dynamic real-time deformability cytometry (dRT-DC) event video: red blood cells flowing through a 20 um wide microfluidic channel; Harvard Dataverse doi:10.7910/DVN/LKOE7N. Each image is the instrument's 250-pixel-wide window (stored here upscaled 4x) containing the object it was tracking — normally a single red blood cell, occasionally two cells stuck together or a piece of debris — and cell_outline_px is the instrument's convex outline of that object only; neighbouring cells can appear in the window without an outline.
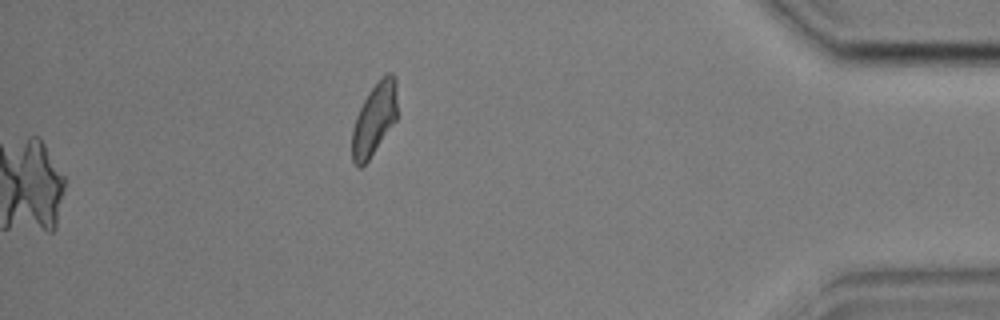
{"species": "common noctule bat (a hibernating species)", "species_latin": "Nyctalus noctula", "temperature_condition": "cold", "stored_images_in_passage": 55, "segment_of_instrument_passage": [2, 2], "camera_frame_rate_fps": 3000, "um_per_image_px": 0.085, "animal": {"sex": "male", "body_mass_g": 17.9, "forearm_length_mm": 54.2}, "frame": {"image": 1, "passage_image": 55, "time_ms": 18.0, "image_size_px": [1000, 320], "cell_outline_px": [[396, 120], [368, 160], [360, 168], [352, 160], [352, 128], [356, 116], [368, 92], [388, 72], [392, 72], [396, 76]], "centroid_in_image_um": [31.81, 10.12], "position_along_channel_um": 403.4, "area_um2": 18.67}}